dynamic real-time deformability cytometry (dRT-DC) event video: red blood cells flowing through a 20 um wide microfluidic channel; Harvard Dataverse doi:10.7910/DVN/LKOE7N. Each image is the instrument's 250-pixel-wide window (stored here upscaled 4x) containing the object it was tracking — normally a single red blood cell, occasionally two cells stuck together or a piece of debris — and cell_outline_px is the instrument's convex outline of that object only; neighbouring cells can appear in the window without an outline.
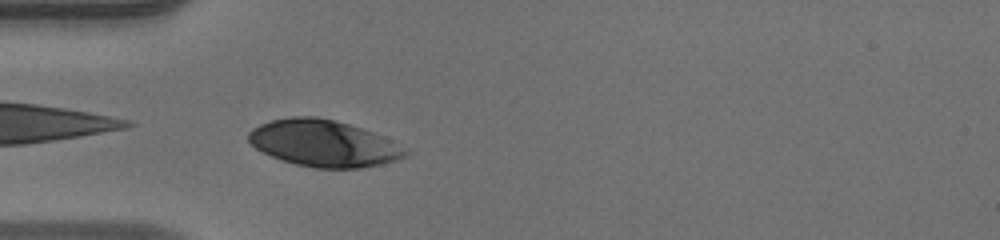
{"species": "human", "species_latin": "Homo sapiens", "temperature_condition": "warm", "stored_images_in_passage": 22, "camera_frame_rate_fps": 3000, "um_per_image_px": 0.085, "donor": {"sex": "male"}, "frame": {"image": 1, "passage_image": 1, "time_ms": 0.0, "image_size_px": [1000, 240], "cell_outline_px": [[408, 152], [404, 156], [396, 160], [380, 164], [360, 168], [316, 168], [296, 164], [272, 156], [256, 148], [248, 140], [248, 132], [252, 128], [260, 124], [272, 120], [292, 116], [316, 116], [336, 120], [372, 132], [408, 148]], "centroid_in_image_um": [27.5, 12.17], "position_along_channel_um": 57.5, "area_um2": 42.31}}
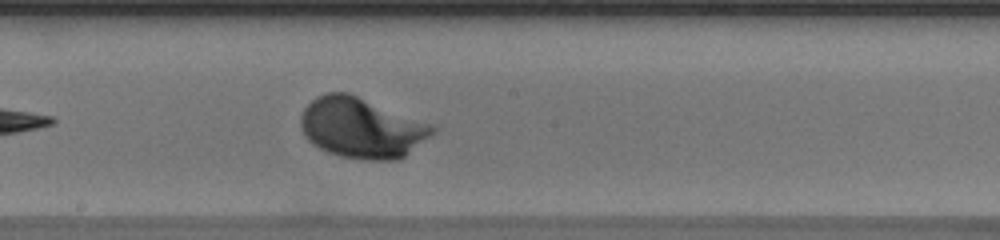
{"frame": {"image": 2, "passage_image": 13, "time_ms": 4.0, "image_size_px": [1000, 240], "cell_outline_px": [[436, 132], [400, 160], [364, 160], [340, 156], [328, 152], [312, 144], [304, 136], [300, 128], [300, 116], [304, 108], [316, 96], [328, 92], [348, 92], [432, 124], [436, 128]], "centroid_in_image_um": [30.72, 10.87], "position_along_channel_um": 217.5, "area_um2": 46.64}}
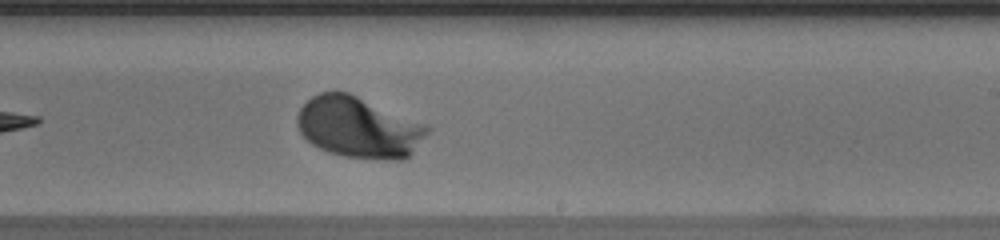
{"frame": {"image": 3, "passage_image": 16, "time_ms": 5.0, "image_size_px": [1000, 240], "cell_outline_px": [[432, 128], [412, 152], [404, 160], [384, 160], [344, 156], [328, 152], [312, 144], [300, 132], [296, 124], [296, 116], [300, 108], [312, 96], [320, 92], [348, 92], [424, 124]], "centroid_in_image_um": [30.46, 10.84], "position_along_channel_um": 258.5, "area_um2": 45.89}}